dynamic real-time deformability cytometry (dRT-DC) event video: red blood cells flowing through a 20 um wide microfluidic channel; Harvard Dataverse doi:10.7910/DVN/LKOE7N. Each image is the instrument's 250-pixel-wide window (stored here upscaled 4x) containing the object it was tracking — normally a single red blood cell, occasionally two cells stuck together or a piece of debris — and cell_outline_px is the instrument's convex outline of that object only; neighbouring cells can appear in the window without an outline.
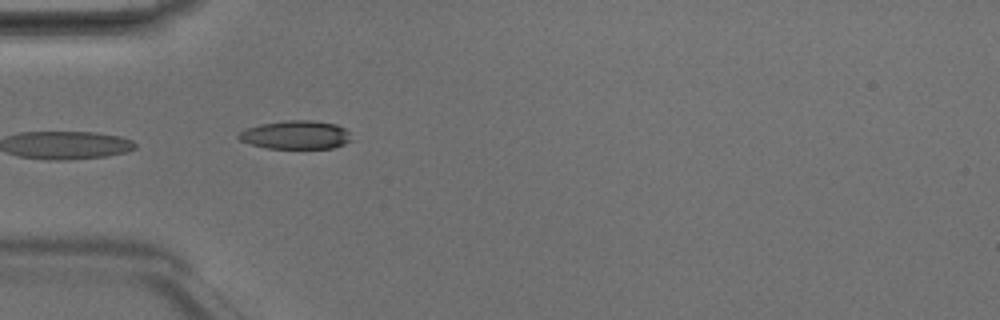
{"species": "Egyptian fruit bat (a non-hibernating species)", "species_latin": "Rousettus aegyptiacus", "temperature_condition": "room temperature", "stored_images_in_passage": 6, "camera_frame_rate_fps": 3000, "um_per_image_px": 0.085, "animal": {"sex": "male"}, "frame": {"image": 1, "passage_image": 5, "time_ms": 1.333, "image_size_px": [1000, 320], "cell_outline_px": [[352, 140], [344, 144], [332, 148], [268, 148], [252, 144], [240, 140], [236, 136], [240, 132], [248, 128], [260, 124], [284, 120], [312, 120], [336, 124], [344, 128], [348, 132]], "centroid_in_image_um": [25.16, 11.46], "position_along_channel_um": 59.8, "area_um2": 18.61}}